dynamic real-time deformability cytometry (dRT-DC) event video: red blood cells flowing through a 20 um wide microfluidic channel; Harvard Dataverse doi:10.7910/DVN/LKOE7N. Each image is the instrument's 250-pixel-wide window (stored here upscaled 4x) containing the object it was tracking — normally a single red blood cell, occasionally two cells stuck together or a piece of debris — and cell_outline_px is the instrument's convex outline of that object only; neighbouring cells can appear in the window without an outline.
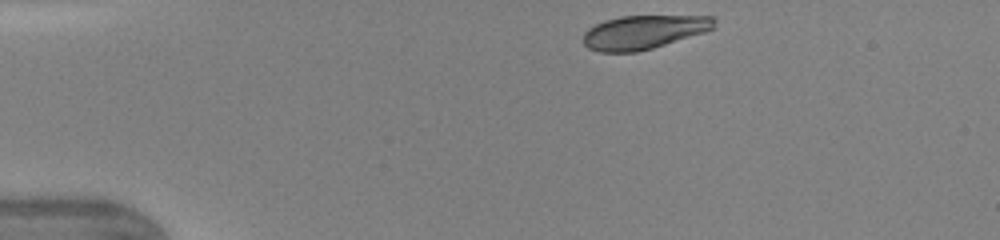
{"species": "human", "species_latin": "Homo sapiens", "temperature_condition": "warm", "stored_images_in_passage": 39, "camera_frame_rate_fps": 3000, "um_per_image_px": 0.085, "donor": {"sex": "female"}, "frame": {"image": 1, "passage_image": 1, "time_ms": 0.0, "image_size_px": [1000, 240], "cell_outline_px": [[716, 28], [704, 32], [652, 48], [636, 52], [600, 52], [588, 48], [584, 44], [584, 32], [588, 28], [604, 20], [620, 16], [716, 16]], "centroid_in_image_um": [54.73, 2.72], "position_along_channel_um": 30.3, "area_um2": 25.78}}
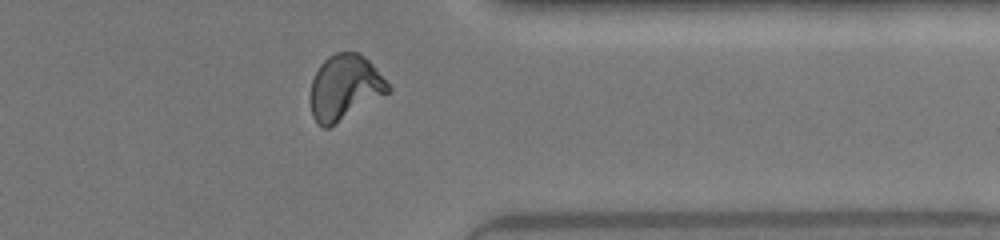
{"frame": {"image": 2, "passage_image": 30, "time_ms": 9.667, "image_size_px": [1000, 240], "cell_outline_px": [[392, 88], [388, 92], [328, 128], [324, 128], [312, 116], [308, 100], [308, 96], [312, 80], [320, 64], [328, 56], [336, 52], [360, 52], [376, 68]], "centroid_in_image_um": [29.25, 7.41], "position_along_channel_um": 382.1, "area_um2": 29.42}}
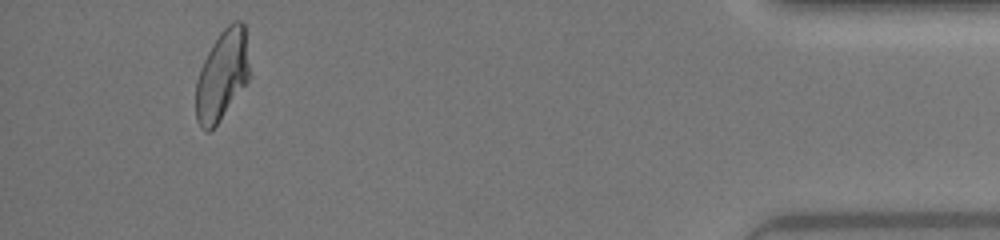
{"frame": {"image": 3, "passage_image": 36, "time_ms": 11.667, "image_size_px": [1000, 240], "cell_outline_px": [[252, 72], [248, 80], [220, 120], [208, 132], [200, 128], [196, 120], [196, 80], [200, 68], [212, 44], [220, 32], [232, 20], [240, 20], [244, 24]], "centroid_in_image_um": [18.9, 6.36], "position_along_channel_um": 416.3, "area_um2": 28.44}, "authors_computed_cell_mechanics": {"area_um2": 28.9, "velocity_mm_per_s": 4.3604, "shape_relaxation_time_tau1_ms": 3.7664, "shape_relaxation_time_tau2_ms": null, "deformation_change_tau1": 0.1675, "deformation_change_tau2": null}}